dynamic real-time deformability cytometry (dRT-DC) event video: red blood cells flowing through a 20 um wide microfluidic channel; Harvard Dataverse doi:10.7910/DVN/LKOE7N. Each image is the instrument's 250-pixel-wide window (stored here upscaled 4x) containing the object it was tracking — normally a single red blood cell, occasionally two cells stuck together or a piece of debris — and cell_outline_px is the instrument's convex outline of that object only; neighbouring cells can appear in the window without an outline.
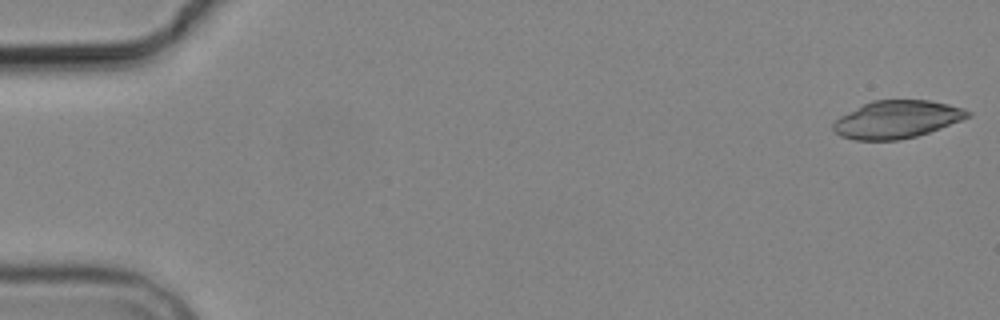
{"species": "common noctule bat (a hibernating species)", "species_latin": "Nyctalus noctula", "temperature_condition": "cold", "stored_images_in_passage": 3, "camera_frame_rate_fps": 3000, "um_per_image_px": 0.085, "animal": {"sex": "male", "body_mass_g": 19.2, "forearm_length_mm": 51.8}, "frame": {"image": 1, "passage_image": 1, "time_ms": 0.0, "image_size_px": [1000, 320], "cell_outline_px": [[972, 116], [940, 128], [916, 136], [900, 140], [852, 140], [840, 136], [832, 128], [832, 124], [840, 116], [872, 100], [928, 100], [948, 104], [964, 108], [972, 112]], "centroid_in_image_um": [76.24, 10.15], "position_along_channel_um": 8.8, "area_um2": 29.48}}